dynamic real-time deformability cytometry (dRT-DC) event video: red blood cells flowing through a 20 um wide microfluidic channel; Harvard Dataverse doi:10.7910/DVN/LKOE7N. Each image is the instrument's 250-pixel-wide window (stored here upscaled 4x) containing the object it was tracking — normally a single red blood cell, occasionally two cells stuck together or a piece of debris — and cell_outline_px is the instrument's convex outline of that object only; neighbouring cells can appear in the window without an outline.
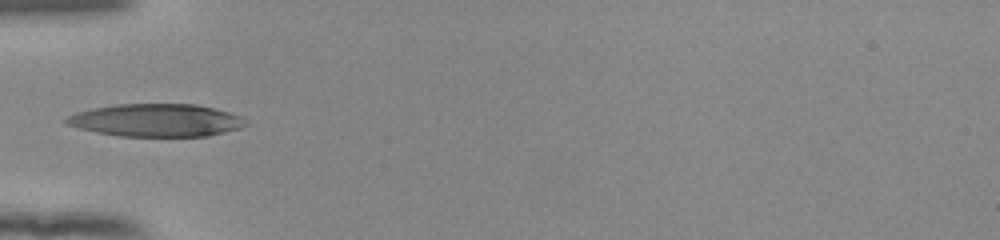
{"species": "human", "species_latin": "Homo sapiens", "temperature_condition": "room temperature", "stored_images_in_passage": 35, "camera_frame_rate_fps": 3000, "um_per_image_px": 0.085, "donor": {"sex": "female"}, "frame": {"image": 1, "passage_image": 1, "time_ms": 0.0, "image_size_px": [1000, 240], "cell_outline_px": [[248, 124], [240, 128], [208, 136], [120, 136], [96, 132], [80, 128], [68, 124], [64, 120], [68, 116], [76, 112], [92, 108], [116, 104], [196, 104], [228, 112], [240, 116]], "centroid_in_image_um": [13.27, 10.22], "position_along_channel_um": 71.7, "area_um2": 33.99}}
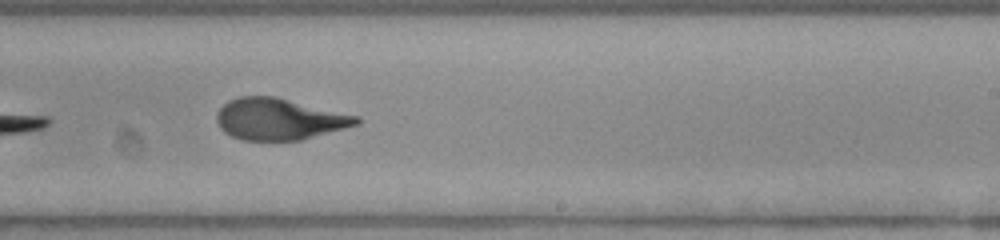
{"frame": {"image": 2, "passage_image": 16, "time_ms": 5.0, "image_size_px": [1000, 240], "cell_outline_px": [[360, 124], [300, 140], [244, 140], [232, 136], [224, 132], [220, 128], [216, 120], [216, 112], [228, 100], [240, 96], [272, 96], [360, 116]], "centroid_in_image_um": [23.72, 10.12], "position_along_channel_um": 265.3, "area_um2": 33.64}}
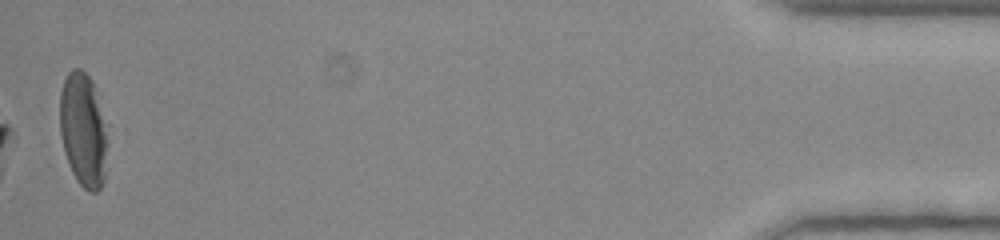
{"frame": {"image": 3, "passage_image": 35, "time_ms": 11.333, "image_size_px": [1000, 240], "cell_outline_px": [[108, 124], [104, 180], [100, 188], [96, 192], [88, 192], [76, 180], [72, 172], [64, 152], [60, 136], [60, 92], [64, 80], [68, 72], [72, 68], [80, 68], [92, 80]], "centroid_in_image_um": [7.09, 11.03], "position_along_channel_um": 428.1, "area_um2": 32.19}, "authors_computed_cell_mechanics": {"area_um2": 33.813, "velocity_mm_per_s": 3.8848, "shape_relaxation_time_tau1_ms": 4.2731, "shape_relaxation_time_tau2_ms": 1.4069, "deformation_change_tau1": 0.2005, "deformation_change_tau2": 0.0877}}